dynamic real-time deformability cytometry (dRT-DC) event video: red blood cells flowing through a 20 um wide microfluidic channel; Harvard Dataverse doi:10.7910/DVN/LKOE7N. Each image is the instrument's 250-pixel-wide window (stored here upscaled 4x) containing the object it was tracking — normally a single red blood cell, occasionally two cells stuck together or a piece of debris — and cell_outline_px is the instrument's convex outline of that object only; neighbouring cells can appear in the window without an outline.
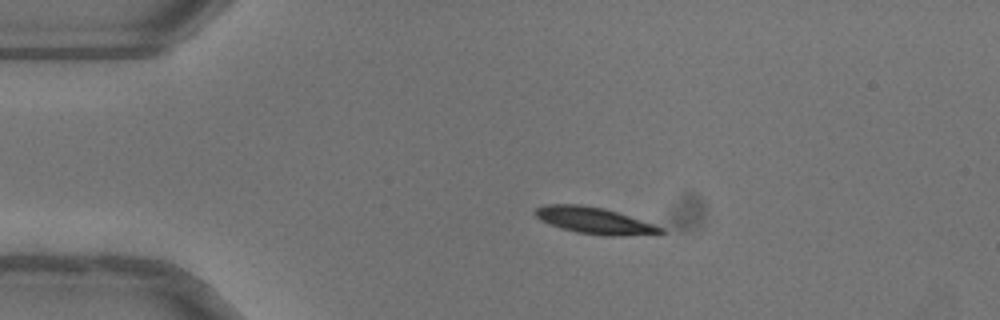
{"species": "common noctule bat (a hibernating species)", "species_latin": "Nyctalus noctula", "temperature_condition": "warm", "stored_images_in_passage": 42, "camera_frame_rate_fps": 3000, "um_per_image_px": 0.085, "animal": {"sex": "female"}, "frame": {"image": 1, "passage_image": 1, "time_ms": 0.0, "image_size_px": [1000, 320], "cell_outline_px": [[664, 232], [660, 236], [604, 236], [576, 232], [560, 228], [548, 224], [540, 220], [532, 212], [536, 208], [544, 204], [580, 204], [604, 208], [656, 224], [664, 228]], "centroid_in_image_um": [50.6, 18.77], "position_along_channel_um": 34.4, "area_um2": 20.11}}
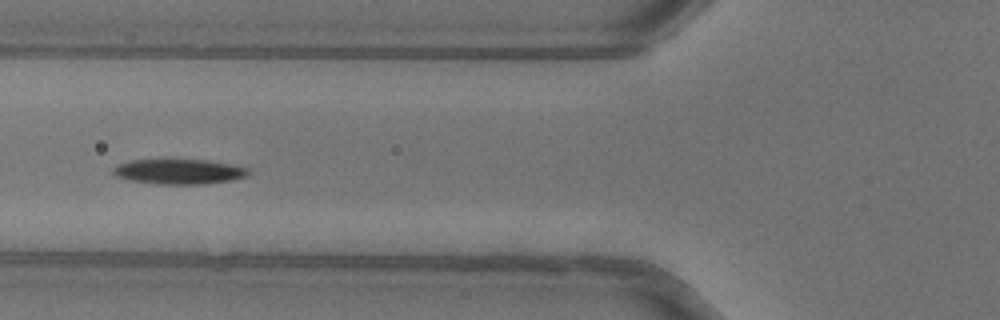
{"frame": {"image": 2, "passage_image": 10, "time_ms": 3.0, "image_size_px": [1000, 320], "cell_outline_px": [[252, 172], [248, 176], [232, 180], [204, 184], [156, 184], [128, 180], [116, 176], [112, 172], [112, 168], [120, 164], [132, 160], [172, 156], [208, 160], [248, 168]], "centroid_in_image_um": [15.19, 14.54], "position_along_channel_um": 110.6, "area_um2": 20.81}}
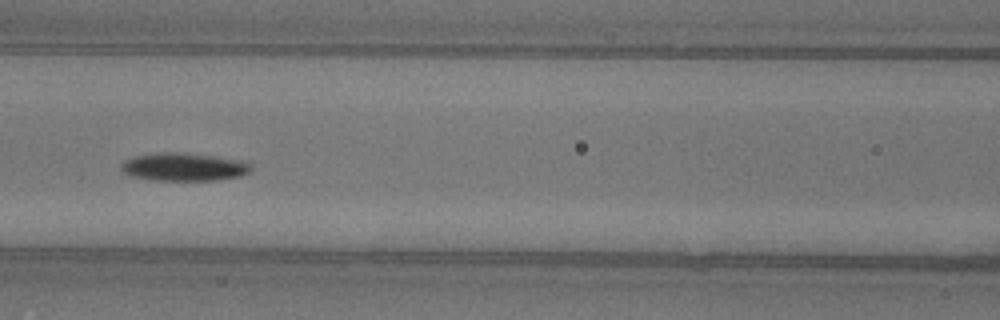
{"frame": {"image": 3, "passage_image": 13, "time_ms": 4.0, "image_size_px": [1000, 320], "cell_outline_px": [[252, 172], [240, 176], [220, 180], [148, 180], [132, 176], [124, 172], [120, 168], [120, 164], [124, 160], [132, 156], [160, 152], [184, 152], [248, 160], [252, 164]], "centroid_in_image_um": [15.69, 14.17], "position_along_channel_um": 150.9, "area_um2": 21.85}, "authors_computed_cell_mechanics": {"area_um2": 19.8832, "velocity_mm_per_s": 4.003, "shape_relaxation_time_tau1_ms": 2.7838, "shape_relaxation_time_tau2_ms": null, "deformation_change_tau1": 0.1319, "deformation_change_tau2": null}}